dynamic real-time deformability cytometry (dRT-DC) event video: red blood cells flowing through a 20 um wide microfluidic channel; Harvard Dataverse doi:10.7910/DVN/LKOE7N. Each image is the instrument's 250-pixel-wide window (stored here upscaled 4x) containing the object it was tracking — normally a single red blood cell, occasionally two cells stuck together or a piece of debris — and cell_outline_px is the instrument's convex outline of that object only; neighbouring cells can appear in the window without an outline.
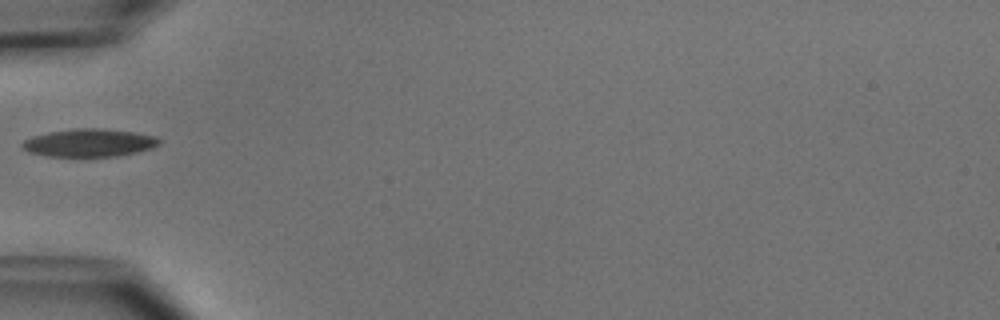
{"species": "common noctule bat (a hibernating species)", "species_latin": "Nyctalus noctula", "temperature_condition": "cold", "stored_images_in_passage": 3, "camera_frame_rate_fps": 3000, "um_per_image_px": 0.085, "animal": {"sex": "male", "body_mass_g": 15.6}, "frame": {"image": 1, "passage_image": 2, "time_ms": 1.333, "image_size_px": [1000, 320], "cell_outline_px": [[160, 144], [152, 148], [136, 152], [116, 156], [48, 156], [28, 152], [20, 148], [20, 144], [24, 140], [32, 136], [48, 132], [76, 128], [100, 128], [132, 132], [156, 136], [160, 140]], "centroid_in_image_um": [7.54, 12.13], "position_along_channel_um": 77.5, "area_um2": 22.25}}